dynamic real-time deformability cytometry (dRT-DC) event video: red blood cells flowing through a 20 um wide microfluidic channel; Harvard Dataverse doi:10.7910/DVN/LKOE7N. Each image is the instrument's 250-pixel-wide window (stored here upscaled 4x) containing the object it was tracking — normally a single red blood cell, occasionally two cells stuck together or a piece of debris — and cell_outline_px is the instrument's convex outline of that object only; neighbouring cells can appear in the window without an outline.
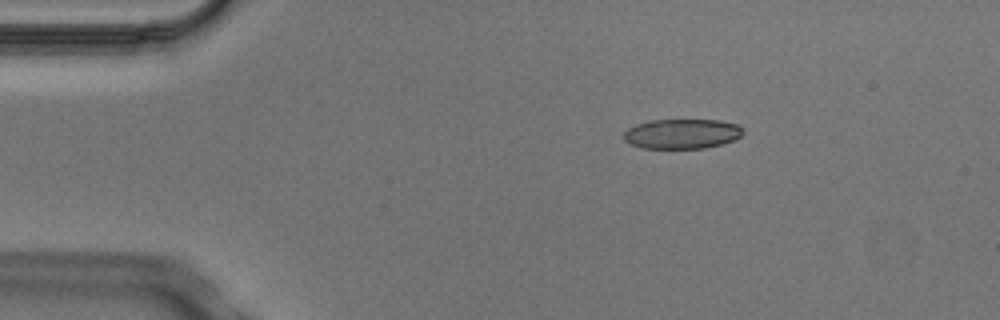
{"species": "Egyptian fruit bat (a non-hibernating species)", "species_latin": "Rousettus aegyptiacus", "temperature_condition": "cold", "stored_images_in_passage": 7, "camera_frame_rate_fps": 3000, "um_per_image_px": 0.085, "animal": {"sex": "male"}, "frame": {"image": 1, "passage_image": 1, "time_ms": 0.0, "image_size_px": [1000, 320], "cell_outline_px": [[744, 132], [740, 136], [732, 140], [720, 144], [704, 148], [640, 148], [624, 140], [624, 132], [628, 128], [636, 124], [648, 120], [720, 120], [740, 124]], "centroid_in_image_um": [57.96, 11.36], "position_along_channel_um": 27.0, "area_um2": 20.75}}
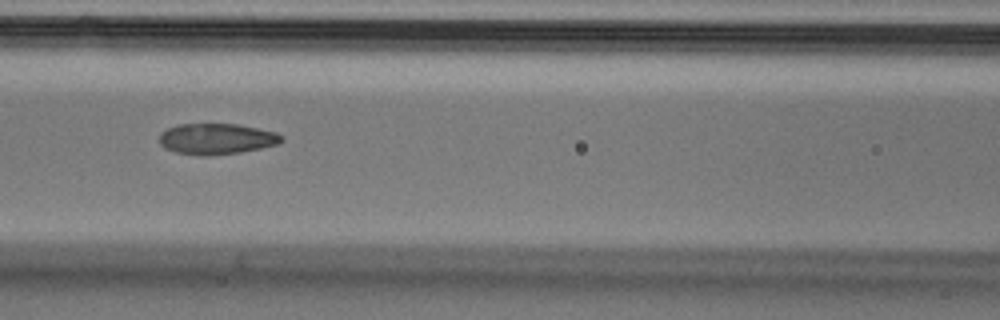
{"frame": {"image": 2, "passage_image": 5, "time_ms": 1.333, "image_size_px": [1000, 320], "cell_outline_px": [[284, 140], [276, 144], [260, 148], [240, 152], [208, 156], [204, 156], [176, 152], [164, 148], [160, 144], [160, 132], [176, 124], [236, 124], [276, 132], [284, 136]], "centroid_in_image_um": [18.39, 11.8], "position_along_channel_um": 148.2, "area_um2": 21.96}}
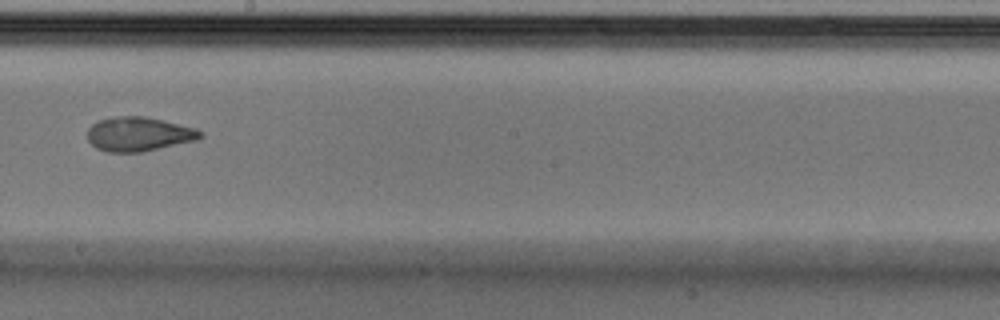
{"frame": {"image": 3, "passage_image": 7, "time_ms": 2.0, "image_size_px": [1000, 320], "cell_outline_px": [[204, 136], [196, 140], [140, 152], [108, 152], [96, 148], [88, 140], [88, 128], [92, 124], [100, 120], [116, 116], [144, 116], [196, 128], [204, 132]], "centroid_in_image_um": [11.8, 11.39], "position_along_channel_um": 236.4, "area_um2": 22.37}}